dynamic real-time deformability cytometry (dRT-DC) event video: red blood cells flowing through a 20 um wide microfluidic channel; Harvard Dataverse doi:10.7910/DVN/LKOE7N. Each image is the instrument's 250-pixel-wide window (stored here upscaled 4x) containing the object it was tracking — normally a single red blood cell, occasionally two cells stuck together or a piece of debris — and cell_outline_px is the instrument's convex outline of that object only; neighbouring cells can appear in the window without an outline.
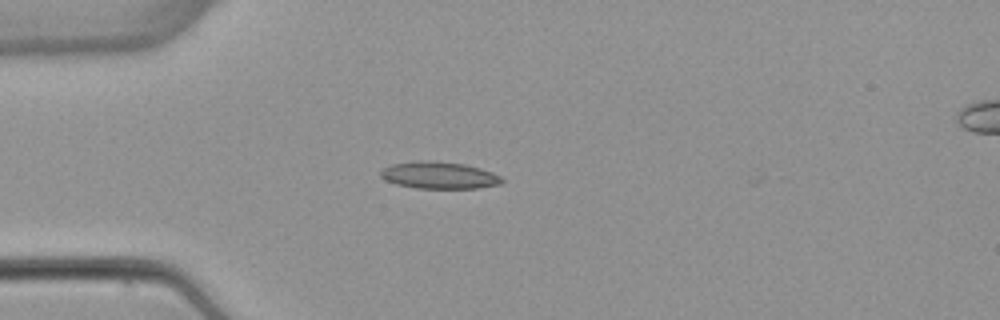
{"species": "common noctule bat (a hibernating species)", "species_latin": "Nyctalus noctula", "temperature_condition": "warm", "stored_images_in_passage": 3, "camera_frame_rate_fps": 3000, "um_per_image_px": 0.085, "animal": {"sex": "female", "body_mass_g": 22.7, "forearm_length_mm": 54.2}, "frame": {"image": 1, "passage_image": 2, "time_ms": 1.333, "image_size_px": [1000, 320], "cell_outline_px": [[504, 180], [500, 184], [476, 188], [416, 188], [396, 184], [384, 180], [380, 176], [380, 172], [384, 168], [392, 164], [420, 160], [464, 164], [480, 168], [492, 172], [500, 176]], "centroid_in_image_um": [37.31, 14.9], "position_along_channel_um": 47.7, "area_um2": 18.9}}